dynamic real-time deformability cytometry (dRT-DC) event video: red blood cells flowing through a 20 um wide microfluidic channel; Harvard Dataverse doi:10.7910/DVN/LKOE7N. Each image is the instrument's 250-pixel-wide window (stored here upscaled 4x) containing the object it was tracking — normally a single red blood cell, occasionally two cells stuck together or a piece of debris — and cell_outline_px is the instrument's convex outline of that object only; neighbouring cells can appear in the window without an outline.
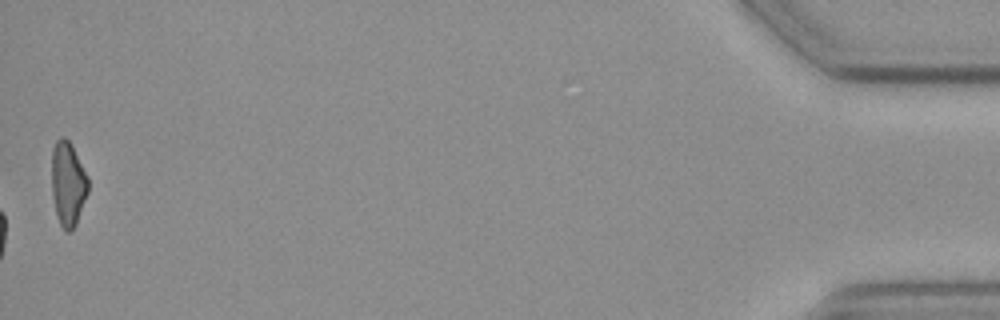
{"species": "common noctule bat (a hibernating species)", "species_latin": "Nyctalus noctula", "temperature_condition": "cold", "stored_images_in_passage": 55, "camera_frame_rate_fps": 3000, "um_per_image_px": 0.085, "animal": {"sex": "female", "body_mass_g": 19.3, "forearm_length_mm": 54.1}, "frame": {"image": 1, "passage_image": 55, "time_ms": 18.0, "image_size_px": [1000, 320], "cell_outline_px": [[88, 192], [76, 224], [68, 232], [64, 232], [60, 224], [56, 212], [52, 192], [52, 148], [56, 140], [60, 136], [64, 136], [68, 140], [88, 176]], "centroid_in_image_um": [5.77, 15.61], "position_along_channel_um": 429.4, "area_um2": 17.74}, "authors_computed_cell_mechanics": {"area_um2": 18.496, "velocity_mm_per_s": 3.6495, "shape_relaxation_time_tau1_ms": 6.2508, "shape_relaxation_time_tau2_ms": null, "deformation_change_tau1": 0.0725, "deformation_change_tau2": null}}